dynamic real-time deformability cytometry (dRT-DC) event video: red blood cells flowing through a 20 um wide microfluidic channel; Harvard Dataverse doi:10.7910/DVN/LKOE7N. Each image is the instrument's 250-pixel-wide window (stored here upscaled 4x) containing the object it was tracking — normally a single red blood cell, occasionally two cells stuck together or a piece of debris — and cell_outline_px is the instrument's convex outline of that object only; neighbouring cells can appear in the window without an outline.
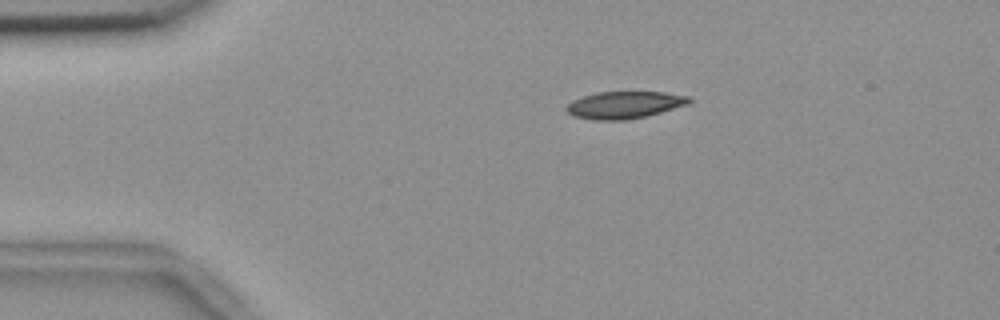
{"species": "common noctule bat (a hibernating species)", "species_latin": "Nyctalus noctula", "temperature_condition": "room temperature", "stored_images_in_passage": 3, "camera_frame_rate_fps": 3000, "um_per_image_px": 0.085, "animal": {"sex": "female", "body_mass_g": 18.4}, "frame": {"image": 1, "passage_image": 1, "time_ms": 0.0, "image_size_px": [1000, 320], "cell_outline_px": [[692, 100], [688, 104], [660, 112], [644, 116], [624, 120], [596, 120], [572, 116], [564, 108], [572, 100], [596, 92], [664, 92], [692, 96]], "centroid_in_image_um": [53.07, 8.91], "position_along_channel_um": 31.9, "area_um2": 19.36}}
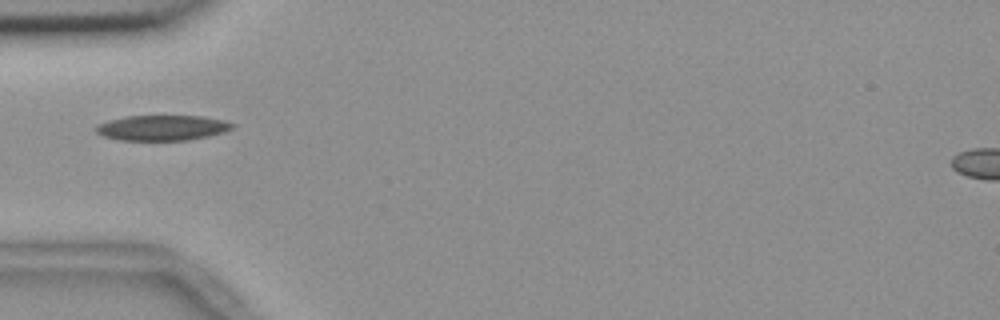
{"frame": {"image": 2, "passage_image": 3, "time_ms": 0.667, "image_size_px": [1000, 320], "cell_outline_px": [[236, 124], [232, 128], [224, 132], [208, 136], [188, 140], [120, 140], [104, 136], [96, 132], [96, 128], [100, 124], [108, 120], [124, 116], [204, 116], [224, 120]], "centroid_in_image_um": [13.82, 10.86], "position_along_channel_um": 71.2, "area_um2": 20.06}}